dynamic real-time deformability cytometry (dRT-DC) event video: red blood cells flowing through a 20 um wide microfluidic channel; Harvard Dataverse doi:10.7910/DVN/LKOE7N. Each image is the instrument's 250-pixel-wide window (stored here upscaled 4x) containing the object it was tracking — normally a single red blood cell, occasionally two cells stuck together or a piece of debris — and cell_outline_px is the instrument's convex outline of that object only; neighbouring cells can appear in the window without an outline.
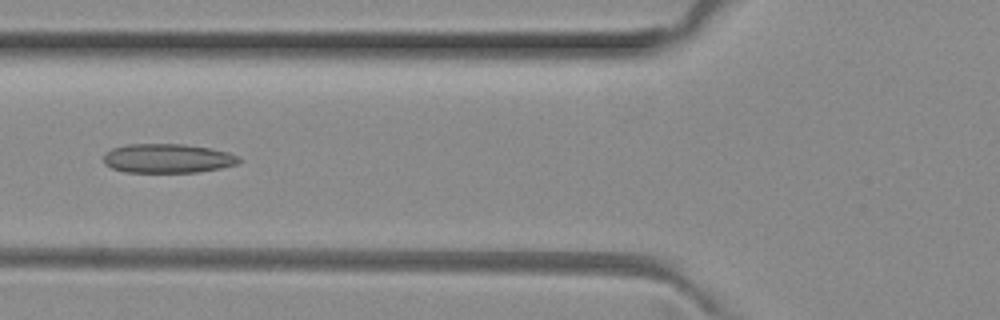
{"species": "common noctule bat (a hibernating species)", "species_latin": "Nyctalus noctula", "temperature_condition": "room temperature", "stored_images_in_passage": 5, "camera_frame_rate_fps": 3000, "um_per_image_px": 0.085, "animal": {"sex": "female", "body_mass_g": 29.2, "forearm_length_mm": 56.3}, "frame": {"image": 1, "passage_image": 5, "time_ms": 1.333, "image_size_px": [1000, 320], "cell_outline_px": [[244, 160], [236, 164], [220, 168], [196, 172], [124, 172], [112, 168], [104, 164], [104, 152], [112, 148], [128, 144], [184, 144], [208, 148], [228, 152]], "centroid_in_image_um": [14.21, 13.46], "position_along_channel_um": 111.6, "area_um2": 23.0}}